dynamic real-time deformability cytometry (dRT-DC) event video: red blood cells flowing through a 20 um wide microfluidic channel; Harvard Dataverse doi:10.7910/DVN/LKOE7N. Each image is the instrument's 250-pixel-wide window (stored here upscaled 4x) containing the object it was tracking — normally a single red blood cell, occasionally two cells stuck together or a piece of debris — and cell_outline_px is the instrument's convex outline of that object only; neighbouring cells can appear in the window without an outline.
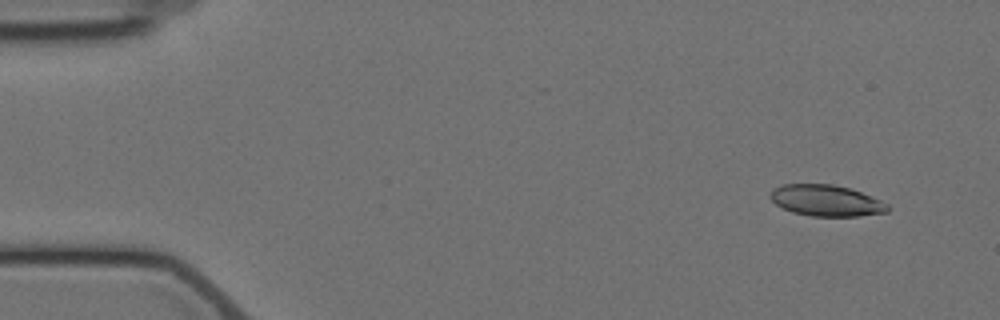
{"species": "Egyptian fruit bat (a non-hibernating species)", "species_latin": "Rousettus aegyptiacus", "temperature_condition": "cold", "stored_images_in_passage": 5, "camera_frame_rate_fps": 3000, "um_per_image_px": 0.085, "animal": {"sex": "female"}, "frame": {"image": 1, "passage_image": 2, "time_ms": 1.333, "image_size_px": [1000, 320], "cell_outline_px": [[892, 208], [888, 212], [856, 216], [812, 216], [792, 212], [776, 204], [768, 196], [780, 184], [832, 184], [848, 188], [860, 192], [880, 200], [888, 204]], "centroid_in_image_um": [70.24, 17.05], "position_along_channel_um": 14.8, "area_um2": 21.21}}